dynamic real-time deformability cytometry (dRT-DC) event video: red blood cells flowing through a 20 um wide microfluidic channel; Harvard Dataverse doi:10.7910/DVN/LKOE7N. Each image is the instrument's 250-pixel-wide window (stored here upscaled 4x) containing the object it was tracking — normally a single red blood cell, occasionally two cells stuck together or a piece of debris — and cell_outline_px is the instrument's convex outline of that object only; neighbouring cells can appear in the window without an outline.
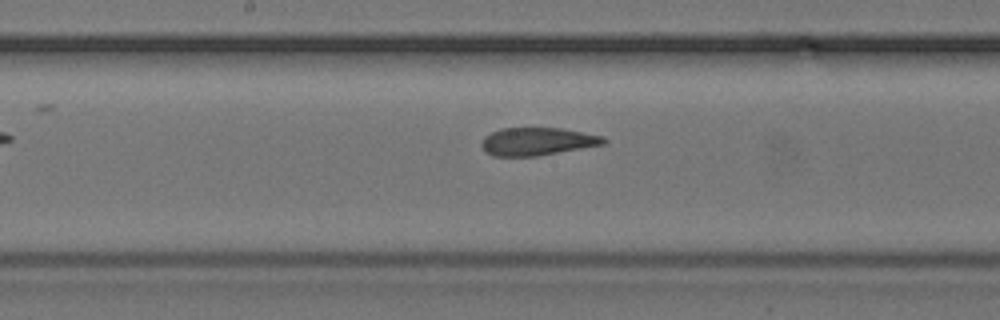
{"species": "common noctule bat (a hibernating species)", "species_latin": "Nyctalus noctula", "temperature_condition": "cold", "stored_images_in_passage": 8, "segment_of_instrument_passage": [2, 2], "camera_frame_rate_fps": 3000, "um_per_image_px": 0.085, "animal": {"sex": "female", "body_mass_g": 24.6, "forearm_length_mm": 56.2}, "frame": {"image": 1, "passage_image": 8, "time_ms": 2.333, "image_size_px": [1000, 320], "cell_outline_px": [[608, 140], [604, 144], [536, 156], [492, 156], [484, 152], [480, 144], [484, 136], [500, 128], [560, 128], [604, 136]], "centroid_in_image_um": [45.63, 12.02], "position_along_channel_um": 202.6, "area_um2": 19.83}}